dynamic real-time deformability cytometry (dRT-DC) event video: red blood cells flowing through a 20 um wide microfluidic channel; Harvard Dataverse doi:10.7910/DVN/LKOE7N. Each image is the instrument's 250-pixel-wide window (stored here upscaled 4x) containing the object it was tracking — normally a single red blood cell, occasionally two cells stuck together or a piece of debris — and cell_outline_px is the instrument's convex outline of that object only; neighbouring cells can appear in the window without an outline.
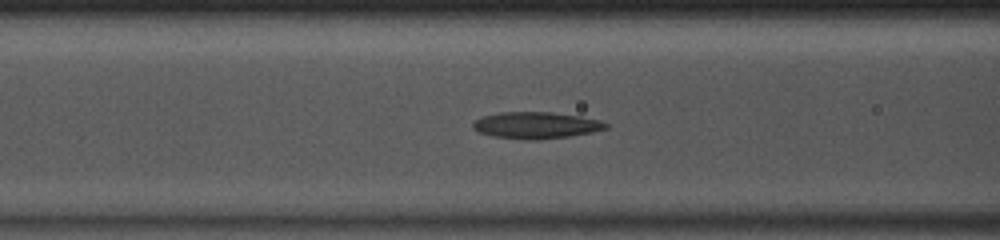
{"species": "common noctule bat (a hibernating species)", "species_latin": "Nyctalus noctula", "temperature_condition": "room temperature", "stored_images_in_passage": 42, "camera_frame_rate_fps": 3000, "um_per_image_px": 0.085, "animal": {"sex": "male", "body_mass_g": 13.0, "forearm_length_mm": 53.1}, "frame": {"image": 1, "passage_image": 12, "time_ms": 3.667, "image_size_px": [1000, 240], "cell_outline_px": [[608, 128], [592, 132], [568, 136], [536, 140], [492, 136], [480, 132], [472, 128], [472, 124], [476, 120], [484, 116], [500, 112], [552, 112], [580, 116], [600, 120], [608, 124]], "centroid_in_image_um": [45.58, 10.64], "position_along_channel_um": 121.0, "area_um2": 20.4}}
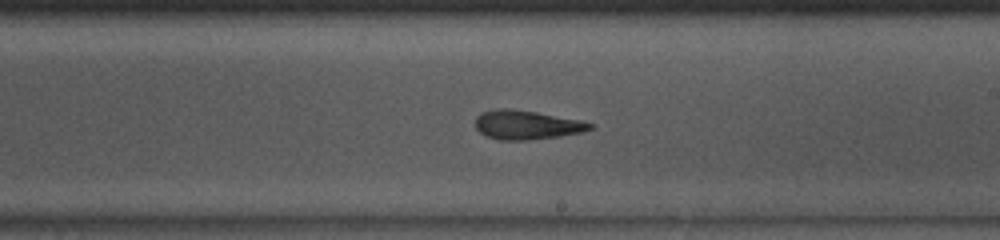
{"frame": {"image": 2, "passage_image": 21, "time_ms": 6.667, "image_size_px": [1000, 240], "cell_outline_px": [[596, 128], [584, 132], [560, 136], [528, 140], [500, 140], [488, 136], [480, 132], [476, 128], [476, 116], [480, 112], [496, 108], [512, 108], [536, 112], [580, 120], [596, 124]], "centroid_in_image_um": [44.8, 10.61], "position_along_channel_um": 244.2, "area_um2": 19.65}}
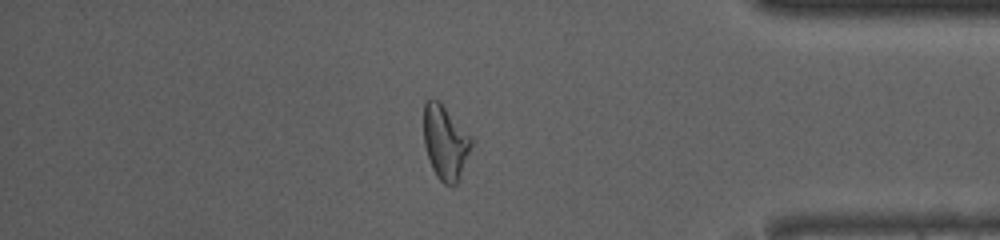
{"frame": {"image": 3, "passage_image": 34, "time_ms": 11.0, "image_size_px": [1000, 240], "cell_outline_px": [[472, 144], [456, 184], [444, 184], [436, 176], [432, 168], [424, 144], [424, 104], [432, 96], [440, 100], [472, 136]], "centroid_in_image_um": [37.83, 12.02], "position_along_channel_um": 397.4, "area_um2": 20.58}, "authors_computed_cell_mechanics": {"area_um2": 20.1722, "velocity_mm_per_s": 4.0935, "shape_relaxation_time_tau1_ms": 7.8624, "shape_relaxation_time_tau2_ms": 3.0795, "deformation_change_tau1": 0.2284, "deformation_change_tau2": 0.1245}}